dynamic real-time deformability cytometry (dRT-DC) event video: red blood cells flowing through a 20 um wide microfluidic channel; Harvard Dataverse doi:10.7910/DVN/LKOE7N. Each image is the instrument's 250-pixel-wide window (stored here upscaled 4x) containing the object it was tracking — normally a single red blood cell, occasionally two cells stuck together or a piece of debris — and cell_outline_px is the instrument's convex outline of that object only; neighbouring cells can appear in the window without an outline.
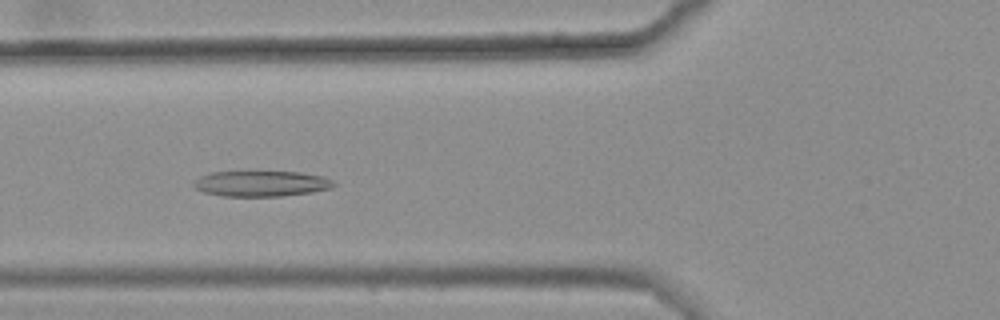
{"species": "common noctule bat (a hibernating species)", "species_latin": "Nyctalus noctula", "temperature_condition": "warm", "stored_images_in_passage": 46, "camera_frame_rate_fps": 3000, "um_per_image_px": 0.085, "animal": {"sex": "female", "body_mass_g": 25.1}, "frame": {"image": 1, "passage_image": 20, "time_ms": 6.333, "image_size_px": [1000, 320], "cell_outline_px": [[336, 184], [332, 188], [312, 192], [280, 196], [224, 196], [204, 192], [196, 188], [192, 184], [200, 176], [212, 172], [300, 172], [320, 176], [332, 180]], "centroid_in_image_um": [22.21, 15.61], "position_along_channel_um": 103.6, "area_um2": 20.69}}
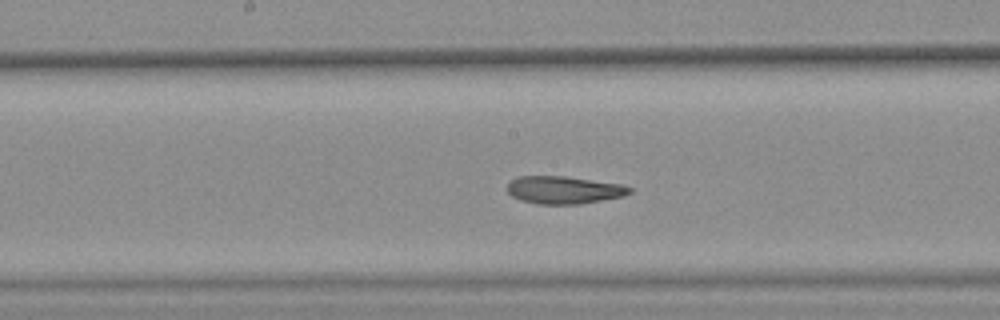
{"frame": {"image": 2, "passage_image": 28, "time_ms": 9.0, "image_size_px": [1000, 320], "cell_outline_px": [[632, 192], [624, 196], [580, 204], [536, 204], [520, 200], [512, 196], [504, 188], [508, 180], [516, 176], [564, 176], [620, 184], [632, 188]], "centroid_in_image_um": [47.85, 16.14], "position_along_channel_um": 200.4, "area_um2": 19.94}}
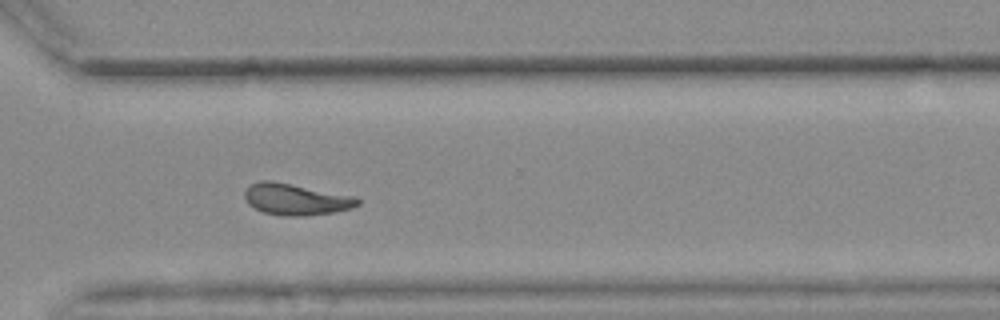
{"frame": {"image": 3, "passage_image": 40, "time_ms": 13.0, "image_size_px": [1000, 320], "cell_outline_px": [[360, 204], [352, 208], [332, 212], [308, 216], [280, 216], [264, 212], [248, 204], [244, 196], [244, 192], [252, 184], [260, 180], [272, 180], [352, 196], [360, 200]], "centroid_in_image_um": [25.13, 16.95], "position_along_channel_um": 345.5, "area_um2": 20.52}, "authors_computed_cell_mechanics": {"area_um2": 20.7213, "velocity_mm_per_s": 3.6305, "shape_relaxation_time_tau1_ms": null, "shape_relaxation_time_tau2_ms": 1.7026, "deformation_change_tau1": null, "deformation_change_tau2": 0.0802}}